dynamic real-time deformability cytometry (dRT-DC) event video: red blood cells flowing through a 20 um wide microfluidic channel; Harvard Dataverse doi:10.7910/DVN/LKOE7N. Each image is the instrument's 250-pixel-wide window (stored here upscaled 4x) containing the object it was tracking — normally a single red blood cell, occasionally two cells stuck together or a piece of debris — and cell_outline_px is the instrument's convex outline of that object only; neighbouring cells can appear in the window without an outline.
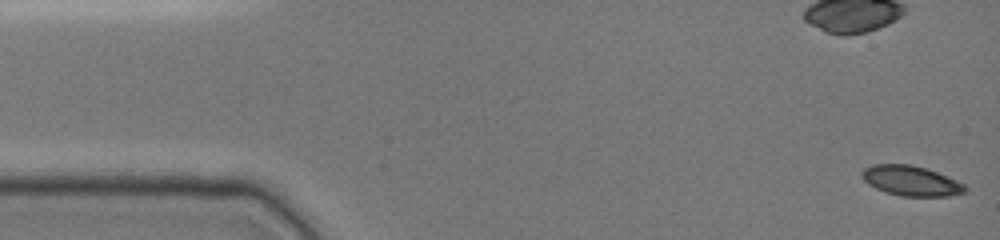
{"species": "common noctule bat (a hibernating species)", "species_latin": "Nyctalus noctula", "temperature_condition": "cold", "stored_images_in_passage": 48, "camera_frame_rate_fps": 3000, "um_per_image_px": 0.085, "animal": {"sex": "female", "body_mass_g": 19.0, "forearm_length_mm": 51.5}, "frame": {"image": 1, "passage_image": 1, "time_ms": 0.0, "image_size_px": [1000, 240], "cell_outline_px": [[968, 188], [964, 192], [952, 196], [900, 196], [884, 192], [868, 184], [860, 176], [860, 172], [864, 168], [872, 164], [908, 164], [924, 168], [936, 172], [964, 184]], "centroid_in_image_um": [77.39, 15.37], "position_along_channel_um": 7.6, "area_um2": 18.03}}
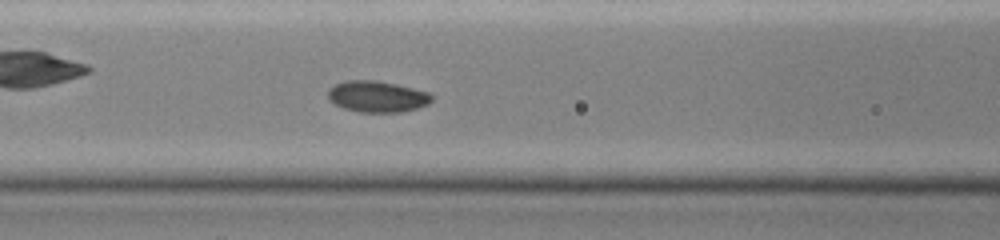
{"frame": {"image": 2, "passage_image": 20, "time_ms": 6.333, "image_size_px": [1000, 240], "cell_outline_px": [[432, 100], [428, 104], [416, 108], [400, 112], [360, 112], [344, 108], [328, 100], [328, 88], [336, 84], [348, 80], [376, 80], [396, 84], [428, 92], [432, 96]], "centroid_in_image_um": [32.04, 8.2], "position_along_channel_um": 134.6, "area_um2": 18.79}}
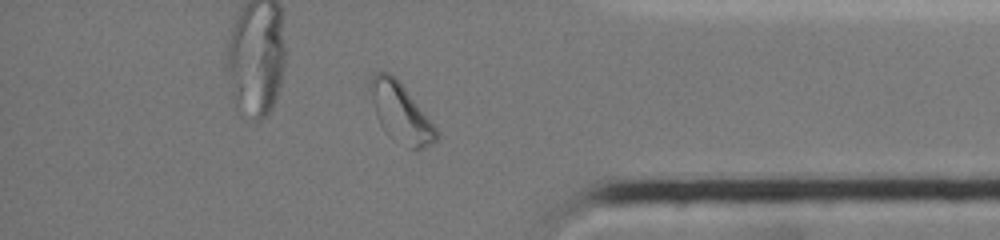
{"frame": {"image": 3, "passage_image": 41, "time_ms": 13.333, "image_size_px": [1000, 240], "cell_outline_px": [[440, 136], [436, 140], [424, 148], [408, 148], [384, 128], [380, 124], [376, 116], [368, 84], [372, 76], [376, 72], [388, 72], [396, 76], [436, 128]], "centroid_in_image_um": [34.05, 9.53], "position_along_channel_um": 401.2, "area_um2": 22.14}, "authors_computed_cell_mechanics": {"area_um2": 18.3804, "velocity_mm_per_s": 3.9262, "shape_relaxation_time_tau1_ms": 5.766, "shape_relaxation_time_tau2_ms": null, "deformation_change_tau1": 0.0887, "deformation_change_tau2": null}}